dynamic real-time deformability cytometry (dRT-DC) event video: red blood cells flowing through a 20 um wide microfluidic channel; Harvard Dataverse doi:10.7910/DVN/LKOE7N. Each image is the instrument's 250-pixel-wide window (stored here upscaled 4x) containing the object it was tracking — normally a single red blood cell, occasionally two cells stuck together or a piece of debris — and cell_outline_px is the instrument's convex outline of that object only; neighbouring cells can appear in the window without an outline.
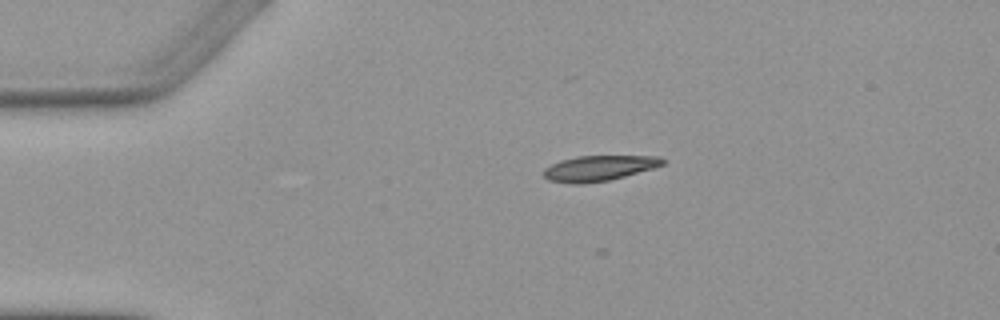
{"species": "Egyptian fruit bat (a non-hibernating species)", "species_latin": "Rousettus aegyptiacus", "temperature_condition": "warm", "stored_images_in_passage": 4, "camera_frame_rate_fps": 3000, "um_per_image_px": 0.085, "animal": {"sex": "female"}, "frame": {"image": 1, "passage_image": 1, "time_ms": 0.0, "image_size_px": [1000, 320], "cell_outline_px": [[664, 164], [652, 168], [624, 176], [608, 180], [580, 184], [572, 184], [548, 180], [544, 176], [544, 168], [560, 160], [576, 156], [660, 156], [664, 160]], "centroid_in_image_um": [50.87, 14.29], "position_along_channel_um": 34.1, "area_um2": 17.46}}
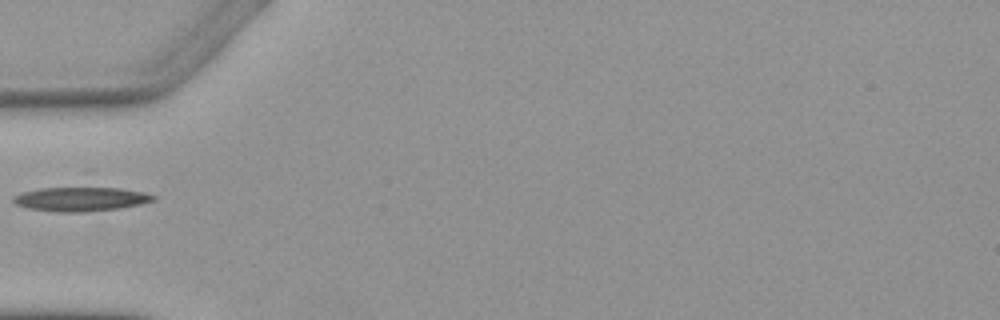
{"frame": {"image": 2, "passage_image": 3, "time_ms": 2.333, "image_size_px": [1000, 320], "cell_outline_px": [[156, 200], [140, 204], [120, 208], [84, 212], [56, 212], [28, 208], [16, 204], [12, 200], [12, 196], [20, 192], [40, 188], [120, 188], [144, 192], [156, 196]], "centroid_in_image_um": [6.84, 16.92], "position_along_channel_um": 78.2, "area_um2": 19.71}}
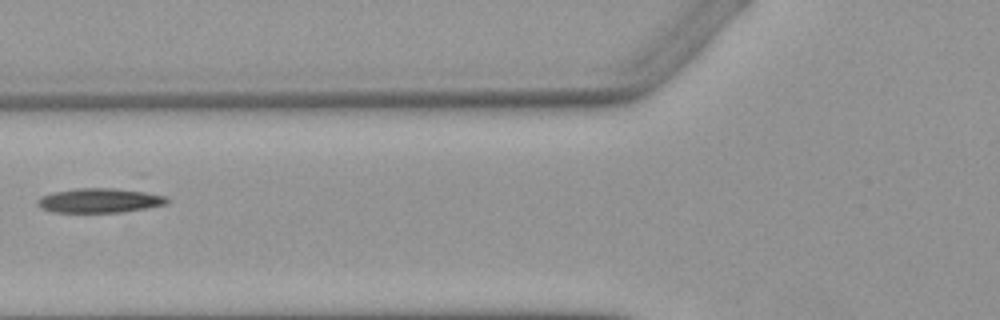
{"frame": {"image": 3, "passage_image": 4, "time_ms": 3.333, "image_size_px": [1000, 320], "cell_outline_px": [[168, 200], [164, 204], [148, 208], [124, 212], [52, 212], [40, 208], [36, 204], [36, 200], [40, 196], [52, 192], [76, 188], [112, 188], [144, 192], [164, 196]], "centroid_in_image_um": [8.37, 17.04], "position_along_channel_um": 117.4, "area_um2": 18.44}}